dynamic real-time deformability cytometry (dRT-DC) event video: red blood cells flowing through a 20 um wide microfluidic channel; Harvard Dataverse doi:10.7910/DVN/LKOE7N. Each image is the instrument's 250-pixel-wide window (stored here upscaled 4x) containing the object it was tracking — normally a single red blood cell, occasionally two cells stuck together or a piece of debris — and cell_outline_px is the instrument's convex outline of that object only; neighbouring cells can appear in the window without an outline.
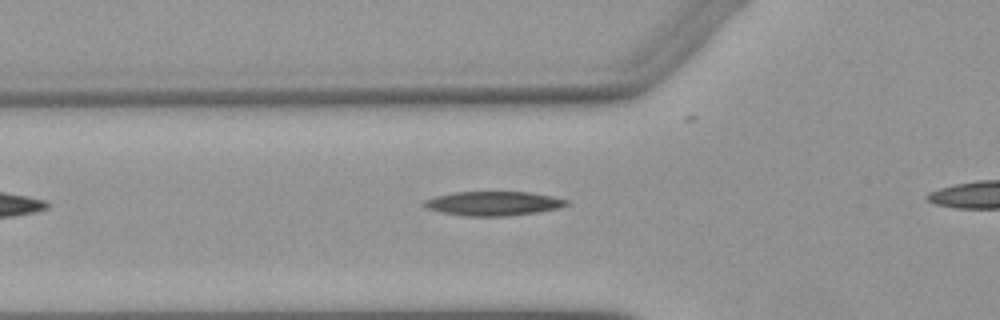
{"species": "Egyptian fruit bat (a non-hibernating species)", "species_latin": "Rousettus aegyptiacus", "temperature_condition": "warm", "stored_images_in_passage": 5, "camera_frame_rate_fps": 3000, "um_per_image_px": 0.085, "animal": {"sex": "female"}, "frame": {"image": 1, "passage_image": 4, "time_ms": 3.667, "image_size_px": [1000, 320], "cell_outline_px": [[568, 204], [560, 208], [536, 212], [508, 216], [468, 216], [444, 212], [428, 208], [424, 204], [424, 200], [436, 196], [456, 192], [528, 192], [552, 196], [568, 200]], "centroid_in_image_um": [41.98, 17.29], "position_along_channel_um": 83.8, "area_um2": 19.77}}